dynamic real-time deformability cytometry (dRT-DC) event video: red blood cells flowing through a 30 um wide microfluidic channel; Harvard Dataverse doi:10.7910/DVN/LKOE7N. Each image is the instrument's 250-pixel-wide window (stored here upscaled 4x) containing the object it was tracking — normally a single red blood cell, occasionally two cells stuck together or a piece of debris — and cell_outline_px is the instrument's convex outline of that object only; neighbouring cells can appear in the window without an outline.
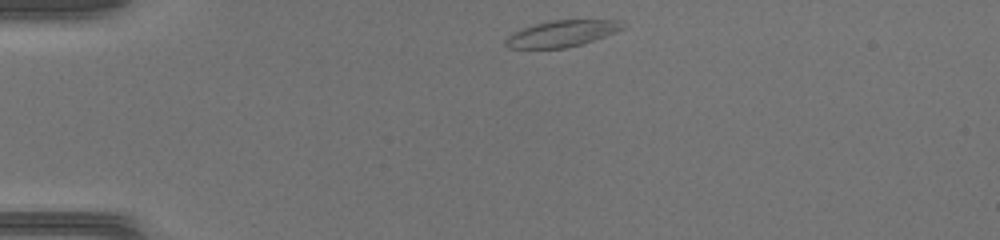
{"species": "common noctule bat (a hibernating species)", "species_latin": "Nyctalus noctula", "temperature_condition": "warm", "stored_images_in_passage": 37, "camera_frame_rate_fps": 3000, "um_per_image_px": 0.085, "animal": {"sex": "female", "body_mass_g": 17.0, "forearm_length_mm": 48.0}, "frame": {"image": 1, "passage_image": 1, "time_ms": 0.0, "image_size_px": [1000, 240], "cell_outline_px": [[628, 24], [624, 28], [604, 36], [580, 44], [564, 48], [508, 48], [504, 44], [504, 40], [512, 32], [520, 28], [532, 24], [548, 20], [620, 20]], "centroid_in_image_um": [47.71, 2.83], "position_along_channel_um": 37.3, "area_um2": 18.09}}
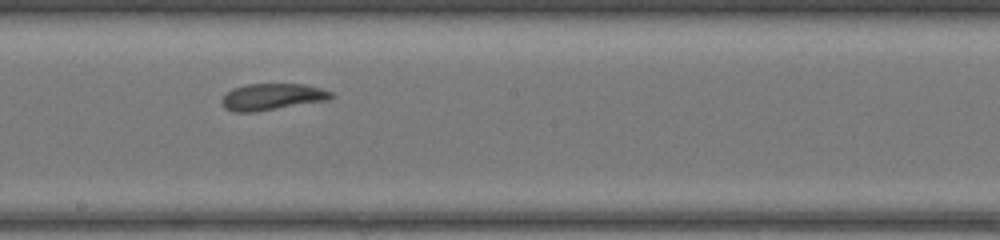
{"frame": {"image": 2, "passage_image": 17, "time_ms": 5.333, "image_size_px": [1000, 240], "cell_outline_px": [[336, 96], [328, 100], [256, 112], [232, 112], [224, 108], [220, 104], [220, 100], [232, 88], [244, 84], [304, 84], [320, 88], [332, 92]], "centroid_in_image_um": [23.11, 8.23], "position_along_channel_um": 225.1, "area_um2": 17.17}}
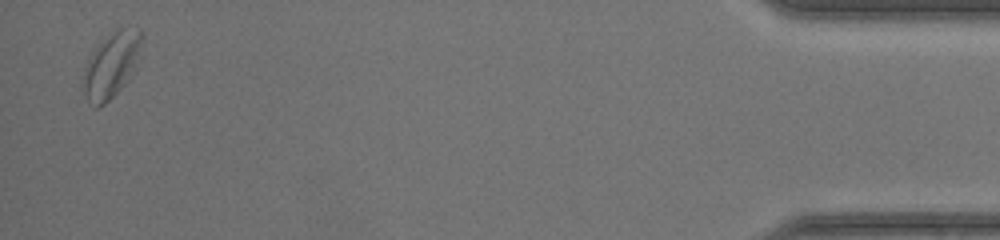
{"frame": {"image": 3, "passage_image": 36, "time_ms": 11.667, "image_size_px": [1000, 240], "cell_outline_px": [[140, 44], [128, 80], [104, 104], [96, 108], [80, 92], [80, 84], [84, 68], [92, 52], [104, 36], [116, 28], [140, 28]], "centroid_in_image_um": [9.35, 5.54], "position_along_channel_um": 425.9, "area_um2": 21.91}}